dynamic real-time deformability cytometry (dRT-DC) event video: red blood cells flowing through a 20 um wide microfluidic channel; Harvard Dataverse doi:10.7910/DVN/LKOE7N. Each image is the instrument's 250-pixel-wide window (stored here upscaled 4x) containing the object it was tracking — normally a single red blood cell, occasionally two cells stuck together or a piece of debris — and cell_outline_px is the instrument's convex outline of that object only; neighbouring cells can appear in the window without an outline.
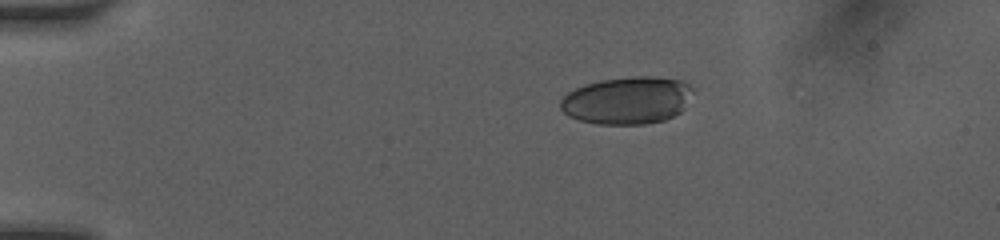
{"species": "human", "species_latin": "Homo sapiens", "temperature_condition": "room temperature", "stored_images_in_passage": 29, "camera_frame_rate_fps": 3000, "um_per_image_px": 0.085, "donor": {"sex": "female"}, "frame": {"image": 1, "passage_image": 1, "time_ms": 0.0, "image_size_px": [1000, 240], "cell_outline_px": [[696, 88], [684, 108], [680, 112], [664, 120], [644, 124], [596, 124], [580, 120], [568, 116], [560, 108], [560, 100], [568, 92], [584, 84], [600, 80], [636, 76], [652, 76], [684, 80]], "centroid_in_image_um": [53.35, 8.52], "position_along_channel_um": 31.7, "area_um2": 36.93}}
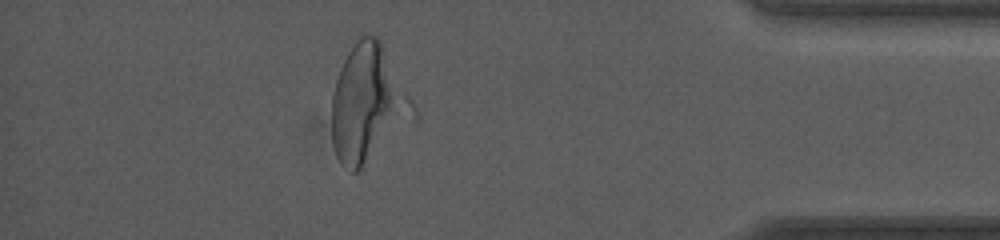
{"frame": {"image": 2, "passage_image": 26, "time_ms": 11.667, "image_size_px": [1000, 240], "cell_outline_px": [[396, 100], [360, 168], [356, 172], [352, 172], [340, 164], [336, 156], [332, 144], [332, 92], [340, 68], [356, 36], [376, 36], [380, 40], [396, 96]], "centroid_in_image_um": [30.65, 8.61], "position_along_channel_um": 404.5, "area_um2": 43.47}}